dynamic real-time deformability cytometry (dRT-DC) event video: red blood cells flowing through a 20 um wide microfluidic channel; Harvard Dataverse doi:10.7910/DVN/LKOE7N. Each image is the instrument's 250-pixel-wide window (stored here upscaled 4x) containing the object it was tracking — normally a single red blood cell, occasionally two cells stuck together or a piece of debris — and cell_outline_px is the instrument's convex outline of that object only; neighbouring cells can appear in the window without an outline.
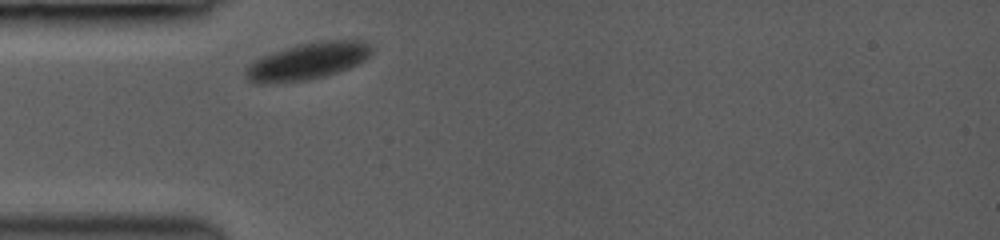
{"species": "common noctule bat (a hibernating species)", "species_latin": "Nyctalus noctula", "temperature_condition": "room temperature", "stored_images_in_passage": 15, "camera_frame_rate_fps": 3000, "um_per_image_px": 0.085, "animal": {"sex": "female", "body_mass_g": 19.0, "forearm_length_mm": 53.3}, "frame": {"image": 1, "passage_image": 1, "time_ms": 0.0, "image_size_px": [1000, 240], "cell_outline_px": [[372, 52], [364, 60], [348, 68], [324, 76], [308, 80], [264, 84], [252, 84], [244, 76], [244, 68], [256, 60], [272, 52], [300, 44], [320, 40], [364, 40], [372, 48]], "centroid_in_image_um": [26.11, 5.21], "position_along_channel_um": 58.9, "area_um2": 27.05}}
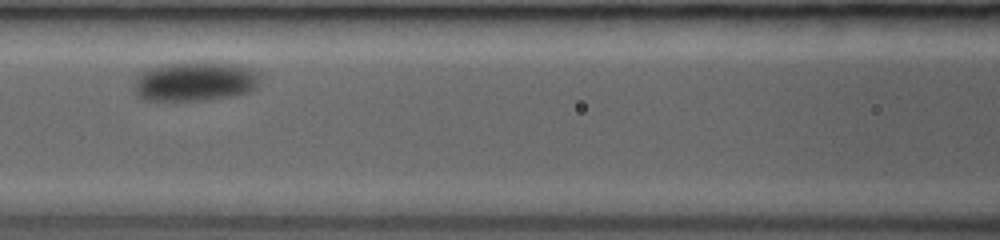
{"frame": {"image": 2, "passage_image": 10, "time_ms": 2.667, "image_size_px": [1000, 240], "cell_outline_px": [[260, 76], [256, 88], [248, 92], [236, 96], [208, 100], [140, 100], [136, 92], [136, 76], [152, 68], [164, 64], [236, 64]], "centroid_in_image_um": [16.56, 6.98], "position_along_channel_um": 150.0, "area_um2": 27.98}}
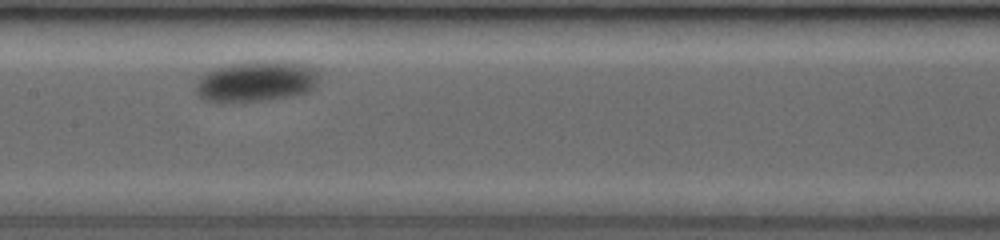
{"frame": {"image": 3, "passage_image": 13, "time_ms": 3.667, "image_size_px": [1000, 240], "cell_outline_px": [[316, 88], [312, 92], [292, 96], [244, 104], [204, 100], [196, 92], [196, 84], [200, 76], [212, 68], [232, 64], [280, 60], [304, 64], [312, 68], [316, 72]], "centroid_in_image_um": [21.77, 6.96], "position_along_channel_um": 185.6, "area_um2": 29.71}}